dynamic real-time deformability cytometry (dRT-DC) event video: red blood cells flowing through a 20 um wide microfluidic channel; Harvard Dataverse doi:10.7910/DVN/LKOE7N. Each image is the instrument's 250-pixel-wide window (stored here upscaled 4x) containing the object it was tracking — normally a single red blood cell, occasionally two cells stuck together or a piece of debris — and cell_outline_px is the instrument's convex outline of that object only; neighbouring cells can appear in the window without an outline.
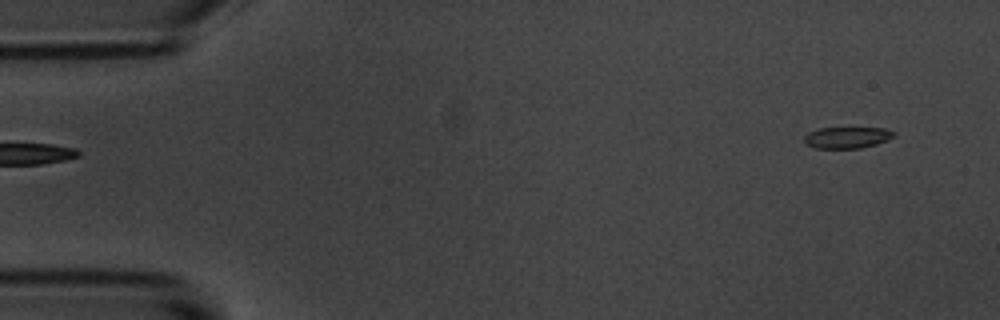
{"species": "common noctule bat (a hibernating species)", "species_latin": "Nyctalus noctula", "temperature_condition": "room temperature", "stored_images_in_passage": 52, "camera_frame_rate_fps": 3000, "um_per_image_px": 0.085, "animal": {"sex": "male", "body_mass_g": 20.1, "forearm_length_mm": 53.5}, "frame": {"image": 1, "passage_image": 1, "time_ms": 0.0, "image_size_px": [1000, 320], "cell_outline_px": [[896, 136], [888, 140], [876, 144], [860, 148], [816, 148], [808, 144], [804, 140], [804, 136], [808, 132], [820, 128], [888, 128], [896, 132]], "centroid_in_image_um": [72.06, 11.68], "position_along_channel_um": 12.9, "area_um2": 11.21}}
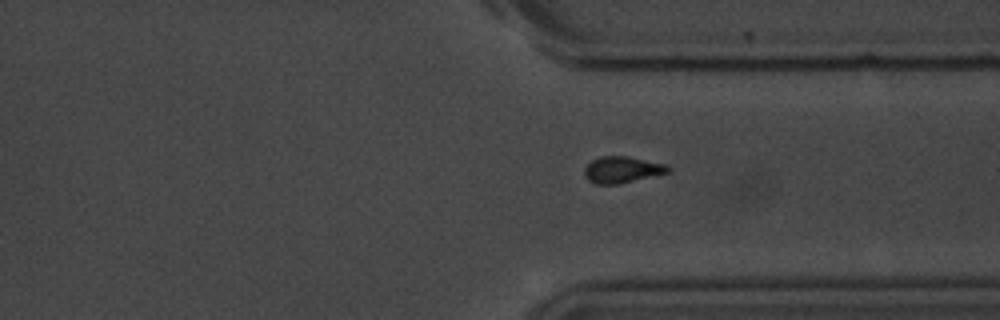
{"frame": {"image": 2, "passage_image": 38, "time_ms": 12.333, "image_size_px": [1000, 320], "cell_outline_px": [[672, 168], [668, 172], [620, 184], [596, 184], [588, 180], [584, 176], [584, 168], [592, 160], [600, 156], [628, 156], [664, 164]], "centroid_in_image_um": [52.84, 14.42], "position_along_channel_um": 358.6, "area_um2": 12.83}}
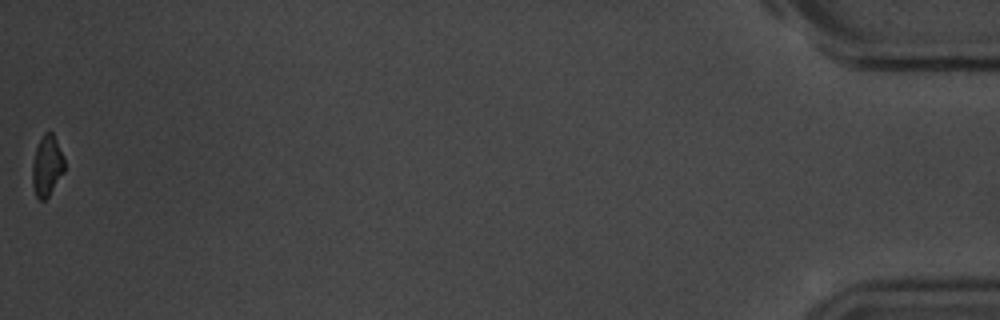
{"frame": {"image": 3, "passage_image": 52, "time_ms": 17.0, "image_size_px": [1000, 320], "cell_outline_px": [[64, 172], [48, 196], [44, 200], [40, 200], [36, 196], [32, 184], [32, 164], [36, 148], [44, 132], [52, 132], [64, 156]], "centroid_in_image_um": [3.99, 14.09], "position_along_channel_um": 431.2, "area_um2": 11.27}, "authors_computed_cell_mechanics": {"area_um2": 12.6582, "velocity_mm_per_s": 3.6746, "shape_relaxation_time_tau1_ms": 3.2271, "shape_relaxation_time_tau2_ms": 4.8813, "deformation_change_tau1": 0.1117, "deformation_change_tau2": 0.0803}}